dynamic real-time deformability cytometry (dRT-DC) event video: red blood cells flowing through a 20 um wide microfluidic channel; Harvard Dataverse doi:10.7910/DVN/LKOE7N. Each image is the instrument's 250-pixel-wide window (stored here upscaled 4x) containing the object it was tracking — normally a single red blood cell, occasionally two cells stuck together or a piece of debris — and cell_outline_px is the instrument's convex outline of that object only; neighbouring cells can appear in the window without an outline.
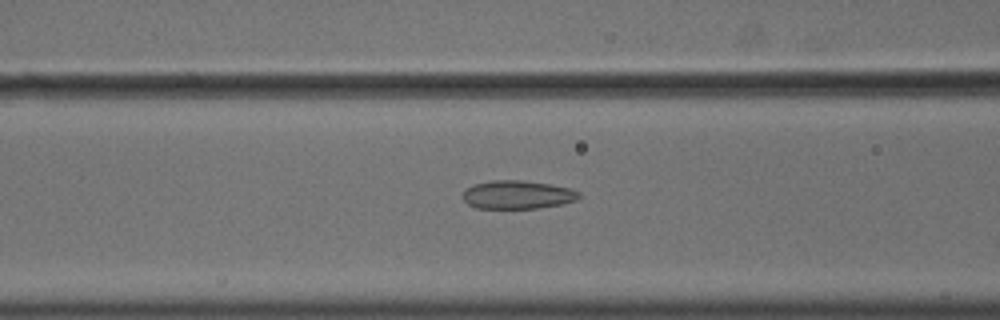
{"species": "common noctule bat (a hibernating species)", "species_latin": "Nyctalus noctula", "temperature_condition": "cold", "stored_images_in_passage": 19, "camera_frame_rate_fps": 3000, "um_per_image_px": 0.085, "animal": {"sex": "male", "body_mass_g": 18.8}, "frame": {"image": 1, "passage_image": 6, "time_ms": 1.667, "image_size_px": [1000, 320], "cell_outline_px": [[580, 196], [576, 200], [560, 204], [540, 208], [476, 208], [468, 204], [464, 200], [464, 192], [472, 184], [492, 180], [524, 180], [552, 184], [572, 188], [580, 192]], "centroid_in_image_um": [44.02, 16.54], "position_along_channel_um": 122.6, "area_um2": 19.31}}
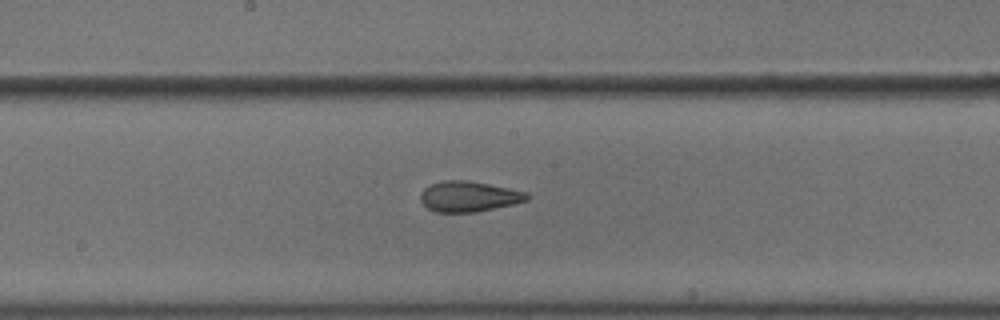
{"frame": {"image": 2, "passage_image": 13, "time_ms": 4.0, "image_size_px": [1000, 320], "cell_outline_px": [[528, 200], [516, 204], [476, 212], [436, 212], [428, 208], [420, 200], [420, 192], [424, 188], [432, 184], [444, 180], [468, 180], [528, 192]], "centroid_in_image_um": [39.85, 16.7], "position_along_channel_um": 208.3, "area_um2": 18.96}}
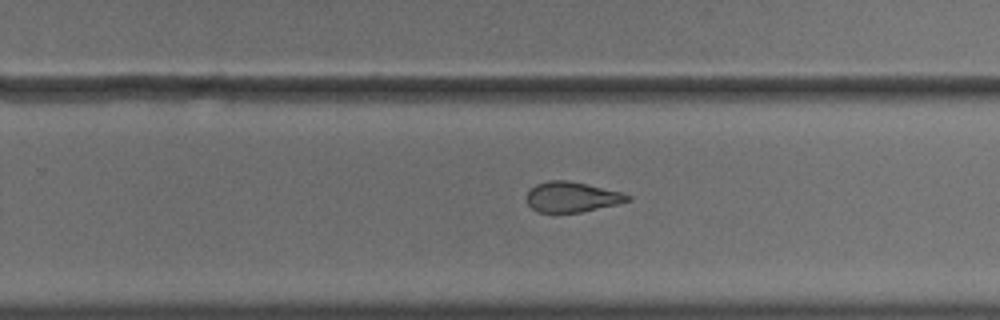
{"frame": {"image": 3, "passage_image": 19, "time_ms": 6.0, "image_size_px": [1000, 320], "cell_outline_px": [[632, 200], [616, 204], [580, 212], [536, 212], [528, 204], [528, 192], [536, 184], [548, 180], [568, 180], [620, 192], [632, 196]], "centroid_in_image_um": [48.61, 16.74], "position_along_channel_um": 281.2, "area_um2": 17.51}}